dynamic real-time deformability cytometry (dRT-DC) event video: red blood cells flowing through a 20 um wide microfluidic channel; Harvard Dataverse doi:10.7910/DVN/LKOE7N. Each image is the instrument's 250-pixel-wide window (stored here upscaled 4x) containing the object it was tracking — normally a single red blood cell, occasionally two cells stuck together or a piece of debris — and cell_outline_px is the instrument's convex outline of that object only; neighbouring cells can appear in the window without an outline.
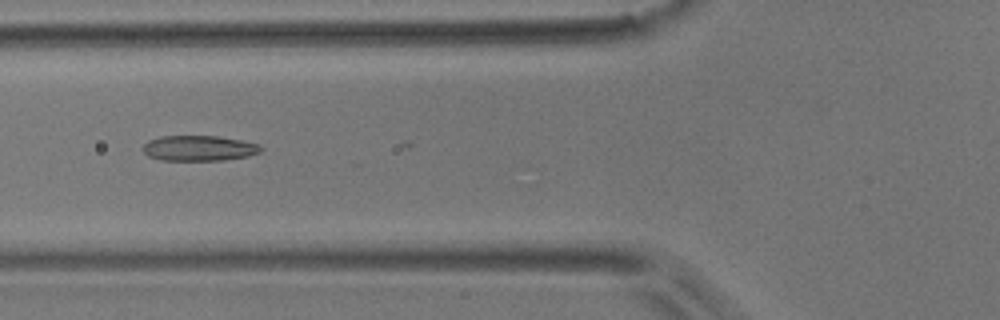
{"species": "common noctule bat (a hibernating species)", "species_latin": "Nyctalus noctula", "temperature_condition": "room temperature", "stored_images_in_passage": 6, "camera_frame_rate_fps": 3000, "um_per_image_px": 0.085, "animal": {"sex": "male", "body_mass_g": 17.9}, "frame": {"image": 1, "passage_image": 4, "time_ms": 4.333, "image_size_px": [1000, 320], "cell_outline_px": [[264, 148], [260, 152], [248, 156], [224, 160], [160, 160], [148, 156], [144, 152], [144, 144], [148, 140], [160, 136], [220, 136], [260, 144]], "centroid_in_image_um": [16.93, 12.59], "position_along_channel_um": 108.9, "area_um2": 17.51}}
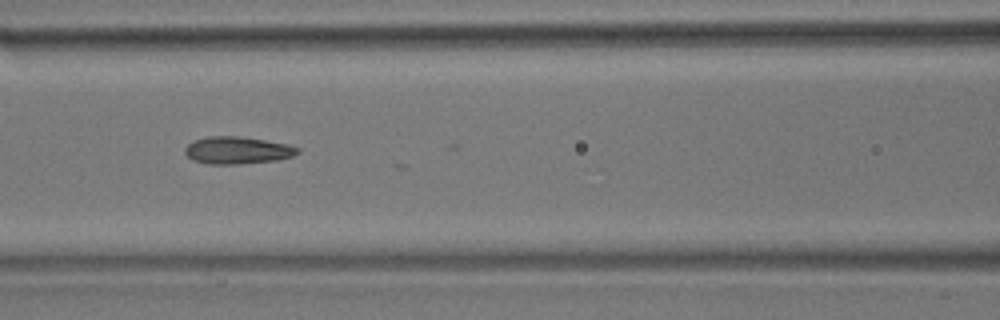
{"frame": {"image": 2, "passage_image": 5, "time_ms": 5.333, "image_size_px": [1000, 320], "cell_outline_px": [[300, 152], [292, 156], [276, 160], [240, 164], [208, 164], [192, 160], [184, 152], [184, 148], [188, 144], [196, 140], [208, 136], [240, 136], [288, 144], [300, 148]], "centroid_in_image_um": [20.18, 12.78], "position_along_channel_um": 146.4, "area_um2": 17.92}}